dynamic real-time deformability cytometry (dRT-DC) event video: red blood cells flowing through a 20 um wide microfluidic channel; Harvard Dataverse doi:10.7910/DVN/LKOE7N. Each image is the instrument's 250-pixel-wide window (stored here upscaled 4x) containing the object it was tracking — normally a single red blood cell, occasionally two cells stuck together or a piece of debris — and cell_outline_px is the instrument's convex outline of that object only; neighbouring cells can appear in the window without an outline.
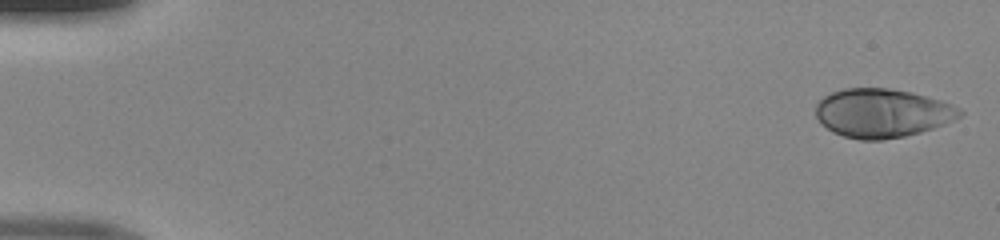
{"species": "human", "species_latin": "Homo sapiens", "temperature_condition": "room temperature", "stored_images_in_passage": 48, "camera_frame_rate_fps": 3000, "um_per_image_px": 0.085, "donor": {"sex": "male"}, "frame": {"image": 1, "passage_image": 1, "time_ms": 0.0, "image_size_px": [1000, 240], "cell_outline_px": [[964, 116], [944, 124], [920, 132], [904, 136], [884, 140], [860, 140], [844, 136], [832, 132], [820, 124], [816, 116], [816, 104], [824, 96], [832, 92], [844, 88], [892, 88], [912, 92], [940, 100], [952, 104], [960, 108], [964, 112]], "centroid_in_image_um": [74.99, 9.61], "position_along_channel_um": 10.0, "area_um2": 41.27}}
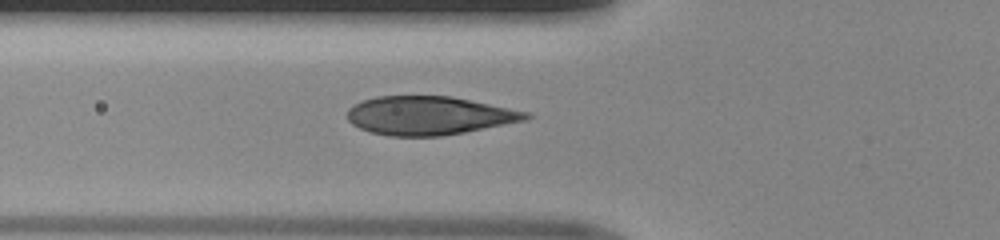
{"frame": {"image": 2, "passage_image": 18, "time_ms": 5.667, "image_size_px": [1000, 240], "cell_outline_px": [[532, 116], [528, 120], [464, 132], [440, 136], [388, 136], [372, 132], [360, 128], [352, 124], [348, 120], [348, 108], [364, 100], [376, 96], [452, 96], [528, 112]], "centroid_in_image_um": [36.48, 9.82], "position_along_channel_um": 89.3, "area_um2": 39.94}}
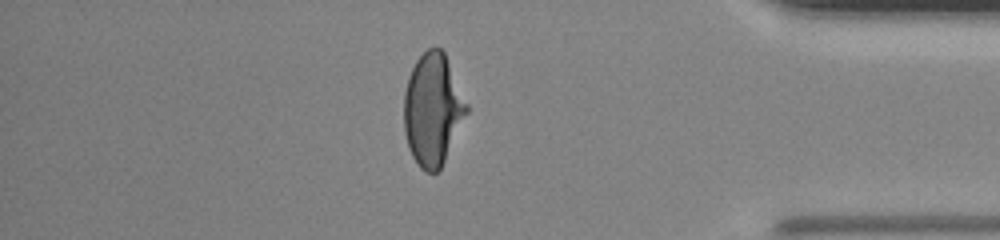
{"frame": {"image": 3, "passage_image": 42, "time_ms": 13.667, "image_size_px": [1000, 240], "cell_outline_px": [[468, 112], [440, 168], [436, 172], [424, 172], [420, 168], [412, 156], [408, 148], [404, 132], [404, 92], [408, 76], [416, 60], [428, 48], [440, 48], [444, 52], [468, 104]], "centroid_in_image_um": [36.76, 9.31], "position_along_channel_um": 398.4, "area_um2": 40.69}}